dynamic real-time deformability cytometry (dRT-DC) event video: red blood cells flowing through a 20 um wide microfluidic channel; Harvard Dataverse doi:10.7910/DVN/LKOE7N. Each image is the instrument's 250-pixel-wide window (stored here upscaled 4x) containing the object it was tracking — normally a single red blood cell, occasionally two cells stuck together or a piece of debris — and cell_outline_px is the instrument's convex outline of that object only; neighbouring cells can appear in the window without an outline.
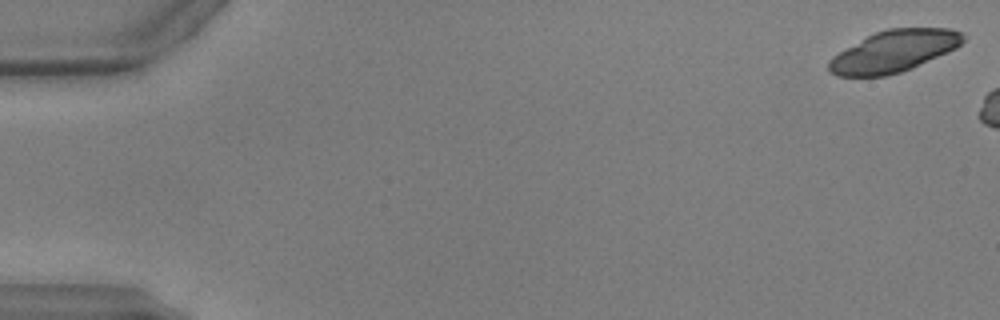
{"species": "common noctule bat (a hibernating species)", "species_latin": "Nyctalus noctula", "temperature_condition": "warm", "stored_images_in_passage": 6, "camera_frame_rate_fps": 3000, "um_per_image_px": 0.085, "animal": {"sex": "male", "body_mass_g": 17.9, "forearm_length_mm": 54.2}, "frame": {"image": 1, "passage_image": 1, "time_ms": 0.0, "image_size_px": [1000, 320], "cell_outline_px": [[968, 36], [956, 48], [912, 68], [888, 76], [836, 76], [828, 72], [828, 60], [832, 56], [868, 36], [876, 32], [888, 28], [952, 28]], "centroid_in_image_um": [75.98, 4.36], "position_along_channel_um": 9.0, "area_um2": 32.54}}